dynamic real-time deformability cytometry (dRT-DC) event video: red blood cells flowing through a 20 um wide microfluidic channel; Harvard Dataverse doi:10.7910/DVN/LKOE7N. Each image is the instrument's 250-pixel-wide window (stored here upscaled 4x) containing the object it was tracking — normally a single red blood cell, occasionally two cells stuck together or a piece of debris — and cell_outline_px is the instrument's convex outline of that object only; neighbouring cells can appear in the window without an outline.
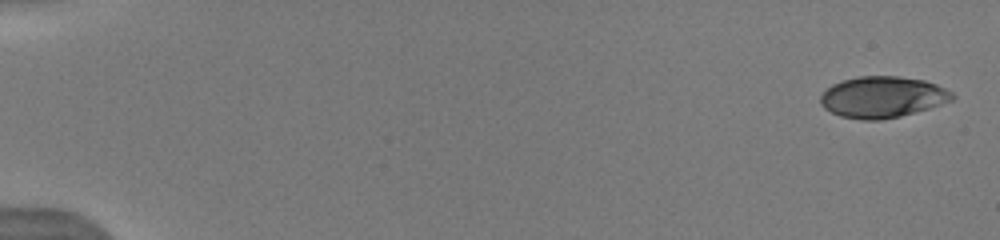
{"species": "human", "species_latin": "Homo sapiens", "temperature_condition": "warm", "stored_images_in_passage": 15, "camera_frame_rate_fps": 3000, "um_per_image_px": 0.085, "donor": {"sex": "male"}, "frame": {"image": 1, "passage_image": 1, "time_ms": 0.0, "image_size_px": [1000, 240], "cell_outline_px": [[956, 96], [952, 100], [928, 108], [900, 116], [880, 120], [864, 120], [840, 116], [824, 108], [820, 104], [820, 96], [832, 84], [844, 80], [860, 76], [896, 76], [924, 80], [936, 84], [952, 92]], "centroid_in_image_um": [75.0, 8.25], "position_along_channel_um": 10.0, "area_um2": 31.44}}
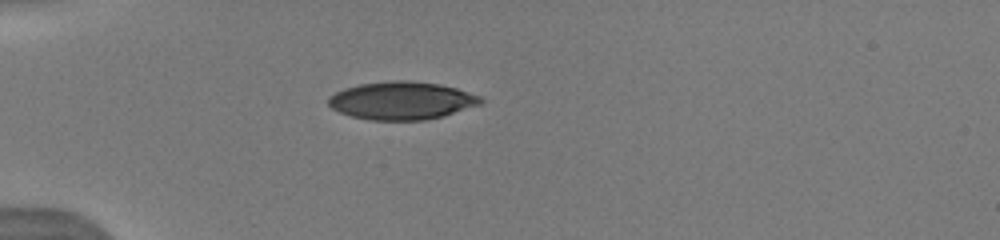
{"frame": {"image": 2, "passage_image": 12, "time_ms": 4.667, "image_size_px": [1000, 240], "cell_outline_px": [[484, 100], [480, 104], [444, 116], [424, 120], [372, 120], [352, 116], [340, 112], [332, 108], [328, 104], [328, 96], [344, 88], [360, 84], [392, 80], [408, 80], [440, 84], [456, 88], [480, 96]], "centroid_in_image_um": [34.14, 8.54], "position_along_channel_um": 50.9, "area_um2": 33.58}}